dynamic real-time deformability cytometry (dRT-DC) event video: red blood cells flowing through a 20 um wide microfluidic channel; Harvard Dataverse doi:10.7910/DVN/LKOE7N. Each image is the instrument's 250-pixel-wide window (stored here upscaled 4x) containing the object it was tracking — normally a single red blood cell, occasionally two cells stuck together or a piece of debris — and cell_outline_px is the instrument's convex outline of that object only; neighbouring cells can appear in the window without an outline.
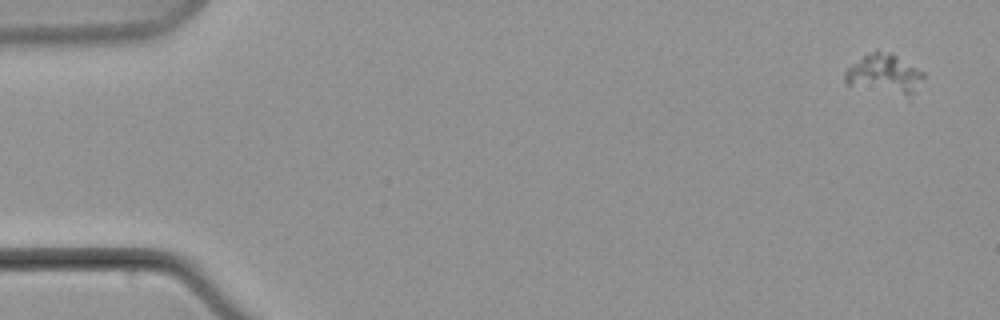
{"species": "common noctule bat (a hibernating species)", "species_latin": "Nyctalus noctula", "temperature_condition": "warm", "stored_images_in_passage": 7, "camera_frame_rate_fps": 3000, "um_per_image_px": 0.085, "animal": {"sex": "male", "body_mass_g": 21.5, "forearm_length_mm": 52.0}, "frame": {"image": 1, "passage_image": 1, "time_ms": 0.0, "image_size_px": [1000, 320], "cell_outline_px": [[924, 76], [912, 92], [904, 92], [848, 84], [844, 80], [844, 72], [848, 68], [864, 56], [876, 48], [892, 52], [924, 72]], "centroid_in_image_um": [75.14, 6.15], "position_along_channel_um": 9.9, "area_um2": 16.76}}
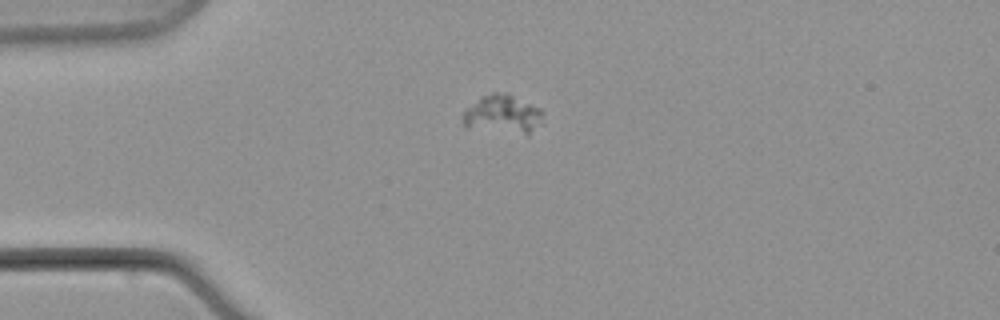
{"frame": {"image": 2, "passage_image": 6, "time_ms": 6.0, "image_size_px": [1000, 320], "cell_outline_px": [[544, 124], [528, 136], [464, 128], [464, 112], [480, 96], [492, 92], [496, 92], [512, 96], [540, 108], [544, 112]], "centroid_in_image_um": [42.8, 9.79], "position_along_channel_um": 42.2, "area_um2": 18.55}}